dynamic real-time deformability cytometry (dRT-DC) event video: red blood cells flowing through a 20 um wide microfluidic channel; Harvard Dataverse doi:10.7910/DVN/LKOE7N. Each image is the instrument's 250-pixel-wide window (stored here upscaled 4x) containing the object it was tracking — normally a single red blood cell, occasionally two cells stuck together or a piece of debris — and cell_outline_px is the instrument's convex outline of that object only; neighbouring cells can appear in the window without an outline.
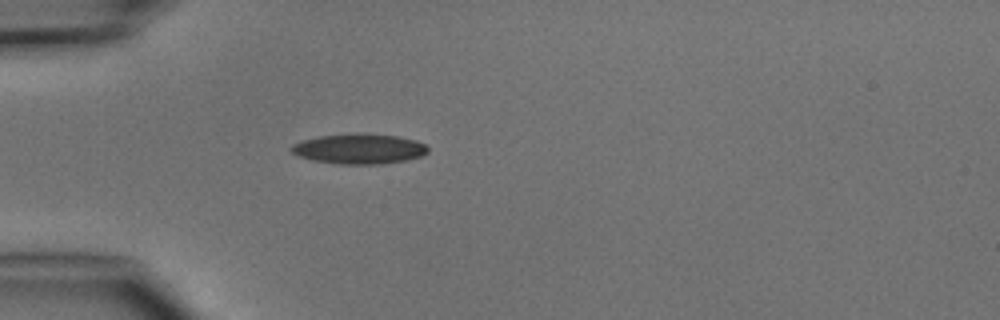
{"species": "common noctule bat (a hibernating species)", "species_latin": "Nyctalus noctula", "temperature_condition": "cold", "stored_images_in_passage": 1, "camera_frame_rate_fps": 3000, "um_per_image_px": 0.085, "animal": {"sex": "male", "body_mass_g": 15.6}, "frame": {"image": 1, "passage_image": 1, "time_ms": 0.0, "image_size_px": [1000, 320], "cell_outline_px": [[428, 152], [420, 156], [408, 160], [380, 164], [340, 164], [312, 160], [300, 156], [292, 152], [288, 148], [292, 144], [300, 140], [320, 136], [356, 132], [368, 132], [396, 136], [416, 140], [424, 144], [428, 148]], "centroid_in_image_um": [30.51, 12.63], "position_along_channel_um": 54.5, "area_um2": 24.33}}